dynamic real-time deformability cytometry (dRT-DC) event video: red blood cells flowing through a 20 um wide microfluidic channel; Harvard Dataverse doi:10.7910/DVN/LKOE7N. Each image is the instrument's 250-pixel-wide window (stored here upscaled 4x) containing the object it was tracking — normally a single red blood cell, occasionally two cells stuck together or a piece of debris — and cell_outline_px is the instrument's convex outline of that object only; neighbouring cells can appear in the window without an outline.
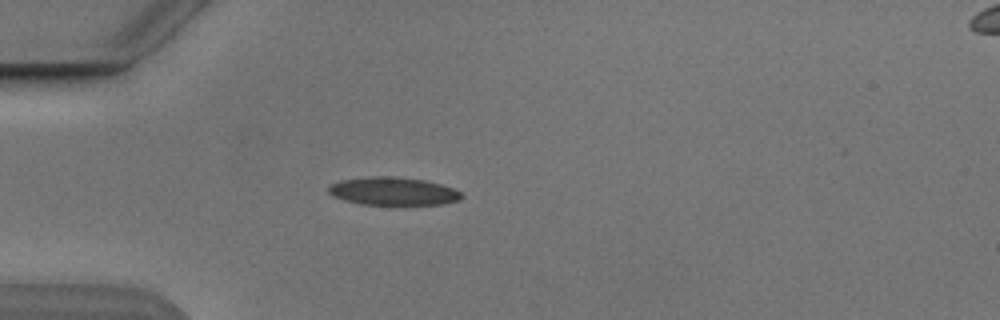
{"species": "Egyptian fruit bat (a non-hibernating species)", "species_latin": "Rousettus aegyptiacus", "temperature_condition": "cold", "stored_images_in_passage": 4, "camera_frame_rate_fps": 3000, "um_per_image_px": 0.085, "animal": {"sex": "male"}, "frame": {"image": 1, "passage_image": 3, "time_ms": 2.333, "image_size_px": [1000, 320], "cell_outline_px": [[464, 196], [460, 200], [444, 204], [360, 204], [344, 200], [332, 196], [328, 192], [328, 188], [332, 184], [340, 180], [372, 176], [396, 176], [424, 180], [440, 184], [452, 188], [460, 192]], "centroid_in_image_um": [33.41, 16.25], "position_along_channel_um": 51.6, "area_um2": 21.68}}